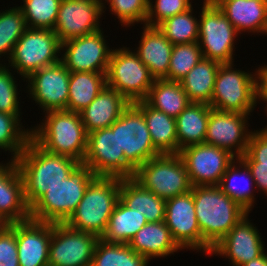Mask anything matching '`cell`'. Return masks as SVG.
Returning a JSON list of instances; mask_svg holds the SVG:
<instances>
[{
    "instance_id": "1",
    "label": "cell",
    "mask_w": 267,
    "mask_h": 266,
    "mask_svg": "<svg viewBox=\"0 0 267 266\" xmlns=\"http://www.w3.org/2000/svg\"><path fill=\"white\" fill-rule=\"evenodd\" d=\"M24 184L26 203L31 207L48 189L68 178L80 164L71 157L45 151L32 139L15 160Z\"/></svg>"
},
{
    "instance_id": "2",
    "label": "cell",
    "mask_w": 267,
    "mask_h": 266,
    "mask_svg": "<svg viewBox=\"0 0 267 266\" xmlns=\"http://www.w3.org/2000/svg\"><path fill=\"white\" fill-rule=\"evenodd\" d=\"M41 123L31 125V139L45 151L71 157L82 163L86 154L88 133L80 113L55 110L42 113Z\"/></svg>"
},
{
    "instance_id": "3",
    "label": "cell",
    "mask_w": 267,
    "mask_h": 266,
    "mask_svg": "<svg viewBox=\"0 0 267 266\" xmlns=\"http://www.w3.org/2000/svg\"><path fill=\"white\" fill-rule=\"evenodd\" d=\"M202 238L214 247L248 212L218 186H192Z\"/></svg>"
},
{
    "instance_id": "4",
    "label": "cell",
    "mask_w": 267,
    "mask_h": 266,
    "mask_svg": "<svg viewBox=\"0 0 267 266\" xmlns=\"http://www.w3.org/2000/svg\"><path fill=\"white\" fill-rule=\"evenodd\" d=\"M120 200V178L96 176L87 186L77 208L65 222L73 229L101 238L117 202Z\"/></svg>"
},
{
    "instance_id": "5",
    "label": "cell",
    "mask_w": 267,
    "mask_h": 266,
    "mask_svg": "<svg viewBox=\"0 0 267 266\" xmlns=\"http://www.w3.org/2000/svg\"><path fill=\"white\" fill-rule=\"evenodd\" d=\"M96 177L92 170L80 163L70 176L48 187L30 207L32 220L46 223H65L77 208L90 182Z\"/></svg>"
},
{
    "instance_id": "6",
    "label": "cell",
    "mask_w": 267,
    "mask_h": 266,
    "mask_svg": "<svg viewBox=\"0 0 267 266\" xmlns=\"http://www.w3.org/2000/svg\"><path fill=\"white\" fill-rule=\"evenodd\" d=\"M235 66L234 62L220 64L210 106L219 111L251 114L260 104L258 69L246 72Z\"/></svg>"
},
{
    "instance_id": "7",
    "label": "cell",
    "mask_w": 267,
    "mask_h": 266,
    "mask_svg": "<svg viewBox=\"0 0 267 266\" xmlns=\"http://www.w3.org/2000/svg\"><path fill=\"white\" fill-rule=\"evenodd\" d=\"M61 45L53 30L27 28L6 64L25 82L32 73L61 61Z\"/></svg>"
},
{
    "instance_id": "8",
    "label": "cell",
    "mask_w": 267,
    "mask_h": 266,
    "mask_svg": "<svg viewBox=\"0 0 267 266\" xmlns=\"http://www.w3.org/2000/svg\"><path fill=\"white\" fill-rule=\"evenodd\" d=\"M200 8L198 42L203 58L221 64L235 62V41L241 35L212 0H203Z\"/></svg>"
},
{
    "instance_id": "9",
    "label": "cell",
    "mask_w": 267,
    "mask_h": 266,
    "mask_svg": "<svg viewBox=\"0 0 267 266\" xmlns=\"http://www.w3.org/2000/svg\"><path fill=\"white\" fill-rule=\"evenodd\" d=\"M133 179L164 200L186 194L192 189L179 154H161L151 158L135 170Z\"/></svg>"
},
{
    "instance_id": "10",
    "label": "cell",
    "mask_w": 267,
    "mask_h": 266,
    "mask_svg": "<svg viewBox=\"0 0 267 266\" xmlns=\"http://www.w3.org/2000/svg\"><path fill=\"white\" fill-rule=\"evenodd\" d=\"M154 80L133 50L126 46L113 49L106 74L108 87L134 103L147 97Z\"/></svg>"
},
{
    "instance_id": "11",
    "label": "cell",
    "mask_w": 267,
    "mask_h": 266,
    "mask_svg": "<svg viewBox=\"0 0 267 266\" xmlns=\"http://www.w3.org/2000/svg\"><path fill=\"white\" fill-rule=\"evenodd\" d=\"M96 176L133 178L135 169L125 160L117 141V120L109 127L88 133L82 162Z\"/></svg>"
},
{
    "instance_id": "12",
    "label": "cell",
    "mask_w": 267,
    "mask_h": 266,
    "mask_svg": "<svg viewBox=\"0 0 267 266\" xmlns=\"http://www.w3.org/2000/svg\"><path fill=\"white\" fill-rule=\"evenodd\" d=\"M164 222L181 250L191 249L209 257L212 247L202 238L191 191L166 200Z\"/></svg>"
},
{
    "instance_id": "13",
    "label": "cell",
    "mask_w": 267,
    "mask_h": 266,
    "mask_svg": "<svg viewBox=\"0 0 267 266\" xmlns=\"http://www.w3.org/2000/svg\"><path fill=\"white\" fill-rule=\"evenodd\" d=\"M117 141L125 160L136 170L161 155L154 147L143 113L133 104L117 119Z\"/></svg>"
},
{
    "instance_id": "14",
    "label": "cell",
    "mask_w": 267,
    "mask_h": 266,
    "mask_svg": "<svg viewBox=\"0 0 267 266\" xmlns=\"http://www.w3.org/2000/svg\"><path fill=\"white\" fill-rule=\"evenodd\" d=\"M99 239L66 223H52L48 266H90Z\"/></svg>"
},
{
    "instance_id": "15",
    "label": "cell",
    "mask_w": 267,
    "mask_h": 266,
    "mask_svg": "<svg viewBox=\"0 0 267 266\" xmlns=\"http://www.w3.org/2000/svg\"><path fill=\"white\" fill-rule=\"evenodd\" d=\"M103 29L65 41L61 45V62L70 72L107 74L113 47L108 45ZM63 53V54H62Z\"/></svg>"
},
{
    "instance_id": "16",
    "label": "cell",
    "mask_w": 267,
    "mask_h": 266,
    "mask_svg": "<svg viewBox=\"0 0 267 266\" xmlns=\"http://www.w3.org/2000/svg\"><path fill=\"white\" fill-rule=\"evenodd\" d=\"M70 71L61 61L39 69L25 79L29 99L39 105L43 113L67 110Z\"/></svg>"
},
{
    "instance_id": "17",
    "label": "cell",
    "mask_w": 267,
    "mask_h": 266,
    "mask_svg": "<svg viewBox=\"0 0 267 266\" xmlns=\"http://www.w3.org/2000/svg\"><path fill=\"white\" fill-rule=\"evenodd\" d=\"M192 186H218L227 167L236 158L228 150L197 144L180 150Z\"/></svg>"
},
{
    "instance_id": "18",
    "label": "cell",
    "mask_w": 267,
    "mask_h": 266,
    "mask_svg": "<svg viewBox=\"0 0 267 266\" xmlns=\"http://www.w3.org/2000/svg\"><path fill=\"white\" fill-rule=\"evenodd\" d=\"M103 0H62L53 31L61 43L101 29Z\"/></svg>"
},
{
    "instance_id": "19",
    "label": "cell",
    "mask_w": 267,
    "mask_h": 266,
    "mask_svg": "<svg viewBox=\"0 0 267 266\" xmlns=\"http://www.w3.org/2000/svg\"><path fill=\"white\" fill-rule=\"evenodd\" d=\"M249 116L251 114L211 109L204 143L226 149L236 158L242 157L252 133Z\"/></svg>"
},
{
    "instance_id": "20",
    "label": "cell",
    "mask_w": 267,
    "mask_h": 266,
    "mask_svg": "<svg viewBox=\"0 0 267 266\" xmlns=\"http://www.w3.org/2000/svg\"><path fill=\"white\" fill-rule=\"evenodd\" d=\"M250 213L245 215L214 247L210 256H220L228 259L232 266L243 264L261 256L265 251L260 230L249 219Z\"/></svg>"
},
{
    "instance_id": "21",
    "label": "cell",
    "mask_w": 267,
    "mask_h": 266,
    "mask_svg": "<svg viewBox=\"0 0 267 266\" xmlns=\"http://www.w3.org/2000/svg\"><path fill=\"white\" fill-rule=\"evenodd\" d=\"M0 217L7 223L31 219L21 173L14 160L0 162Z\"/></svg>"
},
{
    "instance_id": "22",
    "label": "cell",
    "mask_w": 267,
    "mask_h": 266,
    "mask_svg": "<svg viewBox=\"0 0 267 266\" xmlns=\"http://www.w3.org/2000/svg\"><path fill=\"white\" fill-rule=\"evenodd\" d=\"M52 223L32 219L16 223L19 266H48Z\"/></svg>"
},
{
    "instance_id": "23",
    "label": "cell",
    "mask_w": 267,
    "mask_h": 266,
    "mask_svg": "<svg viewBox=\"0 0 267 266\" xmlns=\"http://www.w3.org/2000/svg\"><path fill=\"white\" fill-rule=\"evenodd\" d=\"M141 28V39L133 51L154 79H164L169 71L173 44L157 26L143 25Z\"/></svg>"
},
{
    "instance_id": "24",
    "label": "cell",
    "mask_w": 267,
    "mask_h": 266,
    "mask_svg": "<svg viewBox=\"0 0 267 266\" xmlns=\"http://www.w3.org/2000/svg\"><path fill=\"white\" fill-rule=\"evenodd\" d=\"M129 105L130 102L123 95L106 85L79 113L87 133H90L109 128Z\"/></svg>"
},
{
    "instance_id": "25",
    "label": "cell",
    "mask_w": 267,
    "mask_h": 266,
    "mask_svg": "<svg viewBox=\"0 0 267 266\" xmlns=\"http://www.w3.org/2000/svg\"><path fill=\"white\" fill-rule=\"evenodd\" d=\"M241 35L262 34L267 18V3L259 0H212ZM253 33V34H252Z\"/></svg>"
},
{
    "instance_id": "26",
    "label": "cell",
    "mask_w": 267,
    "mask_h": 266,
    "mask_svg": "<svg viewBox=\"0 0 267 266\" xmlns=\"http://www.w3.org/2000/svg\"><path fill=\"white\" fill-rule=\"evenodd\" d=\"M128 245L149 261L155 258H166L182 251L174 242L164 221L146 223Z\"/></svg>"
},
{
    "instance_id": "27",
    "label": "cell",
    "mask_w": 267,
    "mask_h": 266,
    "mask_svg": "<svg viewBox=\"0 0 267 266\" xmlns=\"http://www.w3.org/2000/svg\"><path fill=\"white\" fill-rule=\"evenodd\" d=\"M218 187L248 213L255 207V195L258 194L255 181L248 166L240 158H235L227 167Z\"/></svg>"
},
{
    "instance_id": "28",
    "label": "cell",
    "mask_w": 267,
    "mask_h": 266,
    "mask_svg": "<svg viewBox=\"0 0 267 266\" xmlns=\"http://www.w3.org/2000/svg\"><path fill=\"white\" fill-rule=\"evenodd\" d=\"M120 201L130 209L142 213L147 222L165 219L166 200L143 188L133 178H120Z\"/></svg>"
},
{
    "instance_id": "29",
    "label": "cell",
    "mask_w": 267,
    "mask_h": 266,
    "mask_svg": "<svg viewBox=\"0 0 267 266\" xmlns=\"http://www.w3.org/2000/svg\"><path fill=\"white\" fill-rule=\"evenodd\" d=\"M133 104L144 115L154 147L161 154H178L175 118L150 107L144 100Z\"/></svg>"
},
{
    "instance_id": "30",
    "label": "cell",
    "mask_w": 267,
    "mask_h": 266,
    "mask_svg": "<svg viewBox=\"0 0 267 266\" xmlns=\"http://www.w3.org/2000/svg\"><path fill=\"white\" fill-rule=\"evenodd\" d=\"M211 106L190 103L176 118L178 154L181 149L204 143Z\"/></svg>"
},
{
    "instance_id": "31",
    "label": "cell",
    "mask_w": 267,
    "mask_h": 266,
    "mask_svg": "<svg viewBox=\"0 0 267 266\" xmlns=\"http://www.w3.org/2000/svg\"><path fill=\"white\" fill-rule=\"evenodd\" d=\"M221 63L202 58L180 81L191 103H211L216 75Z\"/></svg>"
},
{
    "instance_id": "32",
    "label": "cell",
    "mask_w": 267,
    "mask_h": 266,
    "mask_svg": "<svg viewBox=\"0 0 267 266\" xmlns=\"http://www.w3.org/2000/svg\"><path fill=\"white\" fill-rule=\"evenodd\" d=\"M144 101L152 108L176 118L191 102L180 82L155 79Z\"/></svg>"
},
{
    "instance_id": "33",
    "label": "cell",
    "mask_w": 267,
    "mask_h": 266,
    "mask_svg": "<svg viewBox=\"0 0 267 266\" xmlns=\"http://www.w3.org/2000/svg\"><path fill=\"white\" fill-rule=\"evenodd\" d=\"M107 85L106 74L99 72H70L67 110L80 112Z\"/></svg>"
},
{
    "instance_id": "34",
    "label": "cell",
    "mask_w": 267,
    "mask_h": 266,
    "mask_svg": "<svg viewBox=\"0 0 267 266\" xmlns=\"http://www.w3.org/2000/svg\"><path fill=\"white\" fill-rule=\"evenodd\" d=\"M146 223L142 213L128 208L119 200L101 239L110 243L128 244Z\"/></svg>"
},
{
    "instance_id": "35",
    "label": "cell",
    "mask_w": 267,
    "mask_h": 266,
    "mask_svg": "<svg viewBox=\"0 0 267 266\" xmlns=\"http://www.w3.org/2000/svg\"><path fill=\"white\" fill-rule=\"evenodd\" d=\"M149 260L128 244L99 239L90 266H148Z\"/></svg>"
},
{
    "instance_id": "36",
    "label": "cell",
    "mask_w": 267,
    "mask_h": 266,
    "mask_svg": "<svg viewBox=\"0 0 267 266\" xmlns=\"http://www.w3.org/2000/svg\"><path fill=\"white\" fill-rule=\"evenodd\" d=\"M21 120V115L0 112V152L11 153L10 160L14 161L31 139V127L25 129Z\"/></svg>"
},
{
    "instance_id": "37",
    "label": "cell",
    "mask_w": 267,
    "mask_h": 266,
    "mask_svg": "<svg viewBox=\"0 0 267 266\" xmlns=\"http://www.w3.org/2000/svg\"><path fill=\"white\" fill-rule=\"evenodd\" d=\"M27 28L25 18L18 5L10 8L8 6L4 11L0 10V63L8 61L15 44Z\"/></svg>"
},
{
    "instance_id": "38",
    "label": "cell",
    "mask_w": 267,
    "mask_h": 266,
    "mask_svg": "<svg viewBox=\"0 0 267 266\" xmlns=\"http://www.w3.org/2000/svg\"><path fill=\"white\" fill-rule=\"evenodd\" d=\"M194 12L192 7L184 13L165 19L157 27L173 45L198 42L199 19Z\"/></svg>"
},
{
    "instance_id": "39",
    "label": "cell",
    "mask_w": 267,
    "mask_h": 266,
    "mask_svg": "<svg viewBox=\"0 0 267 266\" xmlns=\"http://www.w3.org/2000/svg\"><path fill=\"white\" fill-rule=\"evenodd\" d=\"M18 6L28 28L53 30L62 0H22Z\"/></svg>"
},
{
    "instance_id": "40",
    "label": "cell",
    "mask_w": 267,
    "mask_h": 266,
    "mask_svg": "<svg viewBox=\"0 0 267 266\" xmlns=\"http://www.w3.org/2000/svg\"><path fill=\"white\" fill-rule=\"evenodd\" d=\"M203 58L199 42L173 45L165 80L180 82Z\"/></svg>"
},
{
    "instance_id": "41",
    "label": "cell",
    "mask_w": 267,
    "mask_h": 266,
    "mask_svg": "<svg viewBox=\"0 0 267 266\" xmlns=\"http://www.w3.org/2000/svg\"><path fill=\"white\" fill-rule=\"evenodd\" d=\"M149 0H103V13L108 9L123 27L145 25Z\"/></svg>"
},
{
    "instance_id": "42",
    "label": "cell",
    "mask_w": 267,
    "mask_h": 266,
    "mask_svg": "<svg viewBox=\"0 0 267 266\" xmlns=\"http://www.w3.org/2000/svg\"><path fill=\"white\" fill-rule=\"evenodd\" d=\"M16 73L7 66L0 63V112L12 115H23L20 106V91L17 83Z\"/></svg>"
},
{
    "instance_id": "43",
    "label": "cell",
    "mask_w": 267,
    "mask_h": 266,
    "mask_svg": "<svg viewBox=\"0 0 267 266\" xmlns=\"http://www.w3.org/2000/svg\"><path fill=\"white\" fill-rule=\"evenodd\" d=\"M192 0H149L145 25L158 26L165 19L192 8Z\"/></svg>"
},
{
    "instance_id": "44",
    "label": "cell",
    "mask_w": 267,
    "mask_h": 266,
    "mask_svg": "<svg viewBox=\"0 0 267 266\" xmlns=\"http://www.w3.org/2000/svg\"><path fill=\"white\" fill-rule=\"evenodd\" d=\"M16 223L0 229V266H19Z\"/></svg>"
},
{
    "instance_id": "45",
    "label": "cell",
    "mask_w": 267,
    "mask_h": 266,
    "mask_svg": "<svg viewBox=\"0 0 267 266\" xmlns=\"http://www.w3.org/2000/svg\"><path fill=\"white\" fill-rule=\"evenodd\" d=\"M240 159L244 163L267 165V126L252 131L246 153Z\"/></svg>"
},
{
    "instance_id": "46",
    "label": "cell",
    "mask_w": 267,
    "mask_h": 266,
    "mask_svg": "<svg viewBox=\"0 0 267 266\" xmlns=\"http://www.w3.org/2000/svg\"><path fill=\"white\" fill-rule=\"evenodd\" d=\"M255 181L257 192L267 196V165L261 163H245Z\"/></svg>"
},
{
    "instance_id": "47",
    "label": "cell",
    "mask_w": 267,
    "mask_h": 266,
    "mask_svg": "<svg viewBox=\"0 0 267 266\" xmlns=\"http://www.w3.org/2000/svg\"><path fill=\"white\" fill-rule=\"evenodd\" d=\"M258 88H259V101L266 103L263 107L265 113L267 112V64L263 66L258 65ZM266 109V110H265Z\"/></svg>"
},
{
    "instance_id": "48",
    "label": "cell",
    "mask_w": 267,
    "mask_h": 266,
    "mask_svg": "<svg viewBox=\"0 0 267 266\" xmlns=\"http://www.w3.org/2000/svg\"><path fill=\"white\" fill-rule=\"evenodd\" d=\"M242 266H267V251L261 256L243 264Z\"/></svg>"
},
{
    "instance_id": "49",
    "label": "cell",
    "mask_w": 267,
    "mask_h": 266,
    "mask_svg": "<svg viewBox=\"0 0 267 266\" xmlns=\"http://www.w3.org/2000/svg\"><path fill=\"white\" fill-rule=\"evenodd\" d=\"M7 223L0 217V229L4 228Z\"/></svg>"
},
{
    "instance_id": "50",
    "label": "cell",
    "mask_w": 267,
    "mask_h": 266,
    "mask_svg": "<svg viewBox=\"0 0 267 266\" xmlns=\"http://www.w3.org/2000/svg\"><path fill=\"white\" fill-rule=\"evenodd\" d=\"M263 34H265L267 36V18H266V24H265L264 30L262 32V35Z\"/></svg>"
},
{
    "instance_id": "51",
    "label": "cell",
    "mask_w": 267,
    "mask_h": 266,
    "mask_svg": "<svg viewBox=\"0 0 267 266\" xmlns=\"http://www.w3.org/2000/svg\"><path fill=\"white\" fill-rule=\"evenodd\" d=\"M259 1L264 2V3H267V0H259Z\"/></svg>"
}]
</instances>
